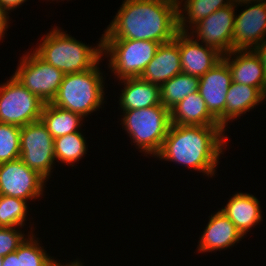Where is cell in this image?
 <instances>
[{"instance_id": "1", "label": "cell", "mask_w": 266, "mask_h": 266, "mask_svg": "<svg viewBox=\"0 0 266 266\" xmlns=\"http://www.w3.org/2000/svg\"><path fill=\"white\" fill-rule=\"evenodd\" d=\"M178 29V3L172 0H124L102 39L172 41Z\"/></svg>"}, {"instance_id": "2", "label": "cell", "mask_w": 266, "mask_h": 266, "mask_svg": "<svg viewBox=\"0 0 266 266\" xmlns=\"http://www.w3.org/2000/svg\"><path fill=\"white\" fill-rule=\"evenodd\" d=\"M224 133L221 126L171 124L155 158L181 164L203 175L215 176L220 154H224V147L228 143Z\"/></svg>"}, {"instance_id": "3", "label": "cell", "mask_w": 266, "mask_h": 266, "mask_svg": "<svg viewBox=\"0 0 266 266\" xmlns=\"http://www.w3.org/2000/svg\"><path fill=\"white\" fill-rule=\"evenodd\" d=\"M33 50L45 62L64 74L80 73L93 68L103 57L102 37L92 47L76 40L55 26ZM44 38V39H43Z\"/></svg>"}, {"instance_id": "4", "label": "cell", "mask_w": 266, "mask_h": 266, "mask_svg": "<svg viewBox=\"0 0 266 266\" xmlns=\"http://www.w3.org/2000/svg\"><path fill=\"white\" fill-rule=\"evenodd\" d=\"M99 64L84 72L65 74L52 104L83 118L101 108L105 103V78Z\"/></svg>"}, {"instance_id": "5", "label": "cell", "mask_w": 266, "mask_h": 266, "mask_svg": "<svg viewBox=\"0 0 266 266\" xmlns=\"http://www.w3.org/2000/svg\"><path fill=\"white\" fill-rule=\"evenodd\" d=\"M121 124L129 134L131 141L144 155L160 152L167 136L170 121V110L160 105L137 110H123Z\"/></svg>"}, {"instance_id": "6", "label": "cell", "mask_w": 266, "mask_h": 266, "mask_svg": "<svg viewBox=\"0 0 266 266\" xmlns=\"http://www.w3.org/2000/svg\"><path fill=\"white\" fill-rule=\"evenodd\" d=\"M159 45L149 40L102 39L103 57L110 58L108 68L118 79L140 77Z\"/></svg>"}, {"instance_id": "7", "label": "cell", "mask_w": 266, "mask_h": 266, "mask_svg": "<svg viewBox=\"0 0 266 266\" xmlns=\"http://www.w3.org/2000/svg\"><path fill=\"white\" fill-rule=\"evenodd\" d=\"M44 104L13 75L0 84V123L21 127L38 121Z\"/></svg>"}, {"instance_id": "8", "label": "cell", "mask_w": 266, "mask_h": 266, "mask_svg": "<svg viewBox=\"0 0 266 266\" xmlns=\"http://www.w3.org/2000/svg\"><path fill=\"white\" fill-rule=\"evenodd\" d=\"M27 53L21 57L20 64L13 76L45 104L52 103L65 74L45 62L34 51L31 50Z\"/></svg>"}, {"instance_id": "9", "label": "cell", "mask_w": 266, "mask_h": 266, "mask_svg": "<svg viewBox=\"0 0 266 266\" xmlns=\"http://www.w3.org/2000/svg\"><path fill=\"white\" fill-rule=\"evenodd\" d=\"M20 159L46 180L51 177V170L56 163L54 138L41 120L21 126Z\"/></svg>"}, {"instance_id": "10", "label": "cell", "mask_w": 266, "mask_h": 266, "mask_svg": "<svg viewBox=\"0 0 266 266\" xmlns=\"http://www.w3.org/2000/svg\"><path fill=\"white\" fill-rule=\"evenodd\" d=\"M237 4L220 8L202 19L190 29L189 35L201 40L204 45L217 49L225 55L233 50V33L235 27V9ZM195 33V34H194Z\"/></svg>"}, {"instance_id": "11", "label": "cell", "mask_w": 266, "mask_h": 266, "mask_svg": "<svg viewBox=\"0 0 266 266\" xmlns=\"http://www.w3.org/2000/svg\"><path fill=\"white\" fill-rule=\"evenodd\" d=\"M46 181L20 158L0 164V195L35 200L43 196Z\"/></svg>"}, {"instance_id": "12", "label": "cell", "mask_w": 266, "mask_h": 266, "mask_svg": "<svg viewBox=\"0 0 266 266\" xmlns=\"http://www.w3.org/2000/svg\"><path fill=\"white\" fill-rule=\"evenodd\" d=\"M246 5L235 14L233 50H254L266 39V2Z\"/></svg>"}, {"instance_id": "13", "label": "cell", "mask_w": 266, "mask_h": 266, "mask_svg": "<svg viewBox=\"0 0 266 266\" xmlns=\"http://www.w3.org/2000/svg\"><path fill=\"white\" fill-rule=\"evenodd\" d=\"M231 83V71L223 59L199 80L198 92L205 101L209 112L223 129L226 96Z\"/></svg>"}, {"instance_id": "14", "label": "cell", "mask_w": 266, "mask_h": 266, "mask_svg": "<svg viewBox=\"0 0 266 266\" xmlns=\"http://www.w3.org/2000/svg\"><path fill=\"white\" fill-rule=\"evenodd\" d=\"M178 47L182 73L188 75L203 76L223 57L217 49L195 40L189 32H178Z\"/></svg>"}, {"instance_id": "15", "label": "cell", "mask_w": 266, "mask_h": 266, "mask_svg": "<svg viewBox=\"0 0 266 266\" xmlns=\"http://www.w3.org/2000/svg\"><path fill=\"white\" fill-rule=\"evenodd\" d=\"M222 59L231 71L232 82L257 87L266 96V73L254 50H232Z\"/></svg>"}, {"instance_id": "16", "label": "cell", "mask_w": 266, "mask_h": 266, "mask_svg": "<svg viewBox=\"0 0 266 266\" xmlns=\"http://www.w3.org/2000/svg\"><path fill=\"white\" fill-rule=\"evenodd\" d=\"M209 218V222L198 241L197 250L199 253L225 250L234 246L244 237L221 210L211 214Z\"/></svg>"}, {"instance_id": "17", "label": "cell", "mask_w": 266, "mask_h": 266, "mask_svg": "<svg viewBox=\"0 0 266 266\" xmlns=\"http://www.w3.org/2000/svg\"><path fill=\"white\" fill-rule=\"evenodd\" d=\"M180 73H182V67L177 33L172 41L159 45L154 58L147 64L140 78L161 87L166 81Z\"/></svg>"}, {"instance_id": "18", "label": "cell", "mask_w": 266, "mask_h": 266, "mask_svg": "<svg viewBox=\"0 0 266 266\" xmlns=\"http://www.w3.org/2000/svg\"><path fill=\"white\" fill-rule=\"evenodd\" d=\"M260 201L252 194L237 192L220 210L235 224L245 236L252 227L263 221Z\"/></svg>"}, {"instance_id": "19", "label": "cell", "mask_w": 266, "mask_h": 266, "mask_svg": "<svg viewBox=\"0 0 266 266\" xmlns=\"http://www.w3.org/2000/svg\"><path fill=\"white\" fill-rule=\"evenodd\" d=\"M124 89L119 97L122 110H137L161 104L160 86L140 77L120 79Z\"/></svg>"}, {"instance_id": "20", "label": "cell", "mask_w": 266, "mask_h": 266, "mask_svg": "<svg viewBox=\"0 0 266 266\" xmlns=\"http://www.w3.org/2000/svg\"><path fill=\"white\" fill-rule=\"evenodd\" d=\"M170 121L174 125L220 126L198 91L188 95L170 109Z\"/></svg>"}, {"instance_id": "21", "label": "cell", "mask_w": 266, "mask_h": 266, "mask_svg": "<svg viewBox=\"0 0 266 266\" xmlns=\"http://www.w3.org/2000/svg\"><path fill=\"white\" fill-rule=\"evenodd\" d=\"M266 100V96L257 88L232 82L228 88L224 110V130L228 122L240 116Z\"/></svg>"}, {"instance_id": "22", "label": "cell", "mask_w": 266, "mask_h": 266, "mask_svg": "<svg viewBox=\"0 0 266 266\" xmlns=\"http://www.w3.org/2000/svg\"><path fill=\"white\" fill-rule=\"evenodd\" d=\"M40 120L56 139L81 130L84 119L80 114L47 103L43 106Z\"/></svg>"}, {"instance_id": "23", "label": "cell", "mask_w": 266, "mask_h": 266, "mask_svg": "<svg viewBox=\"0 0 266 266\" xmlns=\"http://www.w3.org/2000/svg\"><path fill=\"white\" fill-rule=\"evenodd\" d=\"M29 233L28 238L15 252L3 257L2 266H53L57 262L46 253L44 247L40 246L38 238L33 235V230Z\"/></svg>"}, {"instance_id": "24", "label": "cell", "mask_w": 266, "mask_h": 266, "mask_svg": "<svg viewBox=\"0 0 266 266\" xmlns=\"http://www.w3.org/2000/svg\"><path fill=\"white\" fill-rule=\"evenodd\" d=\"M233 2L234 0H181L178 3L179 31L188 32L193 25L218 9L231 5Z\"/></svg>"}, {"instance_id": "25", "label": "cell", "mask_w": 266, "mask_h": 266, "mask_svg": "<svg viewBox=\"0 0 266 266\" xmlns=\"http://www.w3.org/2000/svg\"><path fill=\"white\" fill-rule=\"evenodd\" d=\"M200 77L177 74L160 87L161 104L169 110L188 95L198 91Z\"/></svg>"}, {"instance_id": "26", "label": "cell", "mask_w": 266, "mask_h": 266, "mask_svg": "<svg viewBox=\"0 0 266 266\" xmlns=\"http://www.w3.org/2000/svg\"><path fill=\"white\" fill-rule=\"evenodd\" d=\"M86 140L81 130L54 139V156L56 162L66 163L74 167L87 154Z\"/></svg>"}, {"instance_id": "27", "label": "cell", "mask_w": 266, "mask_h": 266, "mask_svg": "<svg viewBox=\"0 0 266 266\" xmlns=\"http://www.w3.org/2000/svg\"><path fill=\"white\" fill-rule=\"evenodd\" d=\"M27 202L21 198L0 195V226L23 228L29 212Z\"/></svg>"}, {"instance_id": "28", "label": "cell", "mask_w": 266, "mask_h": 266, "mask_svg": "<svg viewBox=\"0 0 266 266\" xmlns=\"http://www.w3.org/2000/svg\"><path fill=\"white\" fill-rule=\"evenodd\" d=\"M21 127L0 123V164L20 158Z\"/></svg>"}, {"instance_id": "29", "label": "cell", "mask_w": 266, "mask_h": 266, "mask_svg": "<svg viewBox=\"0 0 266 266\" xmlns=\"http://www.w3.org/2000/svg\"><path fill=\"white\" fill-rule=\"evenodd\" d=\"M18 227H0V257L15 252L28 237Z\"/></svg>"}, {"instance_id": "30", "label": "cell", "mask_w": 266, "mask_h": 266, "mask_svg": "<svg viewBox=\"0 0 266 266\" xmlns=\"http://www.w3.org/2000/svg\"><path fill=\"white\" fill-rule=\"evenodd\" d=\"M26 1L27 0H0V7L8 15L11 10L13 11Z\"/></svg>"}, {"instance_id": "31", "label": "cell", "mask_w": 266, "mask_h": 266, "mask_svg": "<svg viewBox=\"0 0 266 266\" xmlns=\"http://www.w3.org/2000/svg\"><path fill=\"white\" fill-rule=\"evenodd\" d=\"M9 15H7L0 7V41L5 36L6 29L9 26Z\"/></svg>"}, {"instance_id": "32", "label": "cell", "mask_w": 266, "mask_h": 266, "mask_svg": "<svg viewBox=\"0 0 266 266\" xmlns=\"http://www.w3.org/2000/svg\"><path fill=\"white\" fill-rule=\"evenodd\" d=\"M255 53L259 56L265 73H266V39L260 43L255 49H254Z\"/></svg>"}, {"instance_id": "33", "label": "cell", "mask_w": 266, "mask_h": 266, "mask_svg": "<svg viewBox=\"0 0 266 266\" xmlns=\"http://www.w3.org/2000/svg\"><path fill=\"white\" fill-rule=\"evenodd\" d=\"M237 6H244L246 3H258V2H266V0H234ZM244 4V5H243Z\"/></svg>"}, {"instance_id": "34", "label": "cell", "mask_w": 266, "mask_h": 266, "mask_svg": "<svg viewBox=\"0 0 266 266\" xmlns=\"http://www.w3.org/2000/svg\"><path fill=\"white\" fill-rule=\"evenodd\" d=\"M81 261H78L77 259L75 261H71L70 263H66V265H62L61 263H59L58 261L53 265V266H83L82 263H80Z\"/></svg>"}, {"instance_id": "35", "label": "cell", "mask_w": 266, "mask_h": 266, "mask_svg": "<svg viewBox=\"0 0 266 266\" xmlns=\"http://www.w3.org/2000/svg\"><path fill=\"white\" fill-rule=\"evenodd\" d=\"M3 263V257H0V266H2Z\"/></svg>"}, {"instance_id": "36", "label": "cell", "mask_w": 266, "mask_h": 266, "mask_svg": "<svg viewBox=\"0 0 266 266\" xmlns=\"http://www.w3.org/2000/svg\"><path fill=\"white\" fill-rule=\"evenodd\" d=\"M172 1H174V2H176V3H179L181 0H172Z\"/></svg>"}]
</instances>
